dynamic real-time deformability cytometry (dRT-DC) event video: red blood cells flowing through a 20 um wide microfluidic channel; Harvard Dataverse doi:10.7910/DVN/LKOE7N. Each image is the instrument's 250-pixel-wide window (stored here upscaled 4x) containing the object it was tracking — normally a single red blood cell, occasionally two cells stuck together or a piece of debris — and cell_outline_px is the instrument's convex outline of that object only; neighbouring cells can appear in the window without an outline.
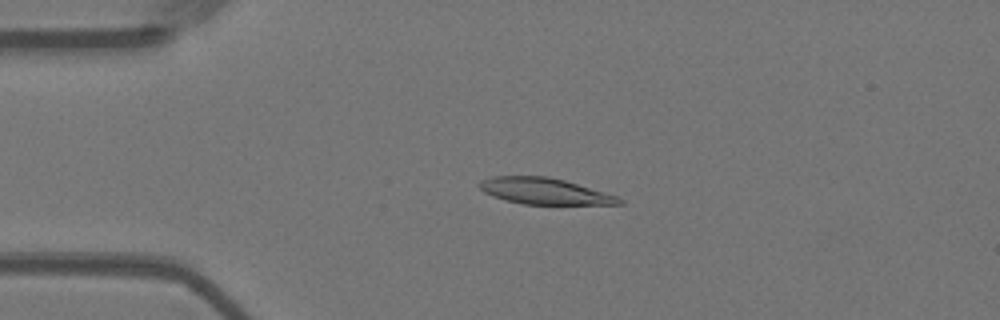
{"species": "Egyptian fruit bat (a non-hibernating species)", "species_latin": "Rousettus aegyptiacus", "temperature_condition": "warm", "stored_images_in_passage": 55, "camera_frame_rate_fps": 3000, "um_per_image_px": 0.085, "animal": {"sex": "female"}, "frame": {"image": 1, "passage_image": 12, "time_ms": 3.667, "image_size_px": [1000, 320], "cell_outline_px": [[624, 204], [524, 204], [504, 200], [492, 196], [484, 192], [476, 184], [480, 180], [492, 176], [548, 176], [564, 180], [604, 192], [616, 196], [624, 200]], "centroid_in_image_um": [46.23, 16.24], "position_along_channel_um": 38.8, "area_um2": 21.33}}
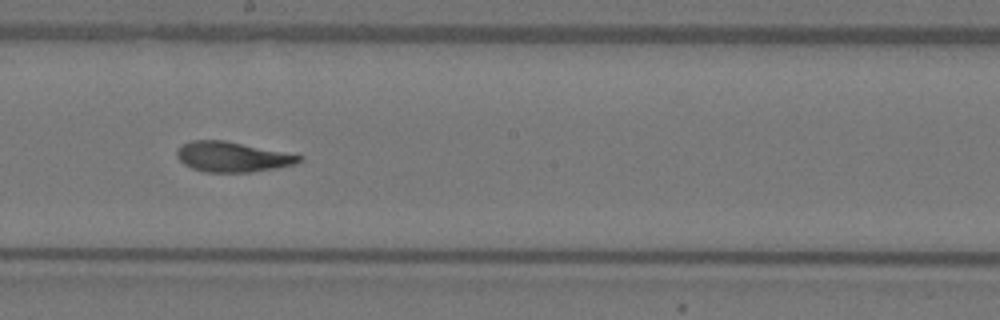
{"frame": {"image": 2, "passage_image": 30, "time_ms": 9.667, "image_size_px": [1000, 320], "cell_outline_px": [[304, 160], [296, 164], [276, 168], [252, 172], [204, 172], [192, 168], [184, 164], [176, 156], [176, 148], [180, 144], [192, 140], [224, 140], [304, 156]], "centroid_in_image_um": [19.73, 13.33], "position_along_channel_um": 228.5, "area_um2": 21.62}}
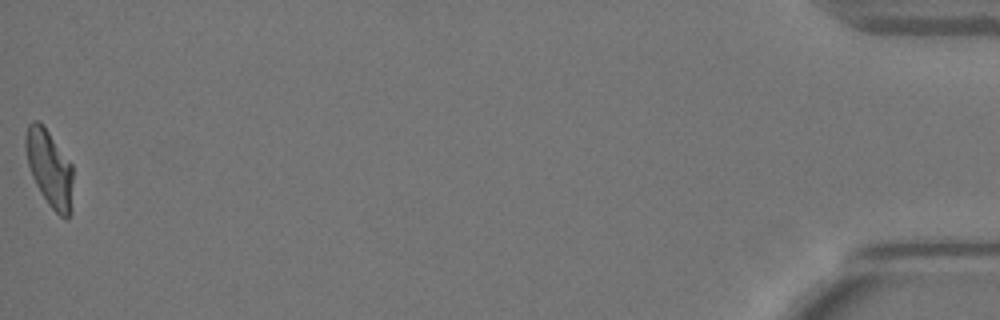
{"frame": {"image": 3, "passage_image": 55, "time_ms": 18.0, "image_size_px": [1000, 320], "cell_outline_px": [[72, 180], [68, 220], [64, 220], [48, 204], [40, 192], [32, 176], [28, 164], [24, 144], [24, 136], [28, 124], [32, 120], [40, 120], [44, 124], [72, 164]], "centroid_in_image_um": [4.17, 14.23], "position_along_channel_um": 431.0, "area_um2": 21.21}, "authors_computed_cell_mechanics": {"area_um2": 21.9062, "velocity_mm_per_s": 3.6302, "shape_relaxation_time_tau1_ms": null, "shape_relaxation_time_tau2_ms": 2.024, "deformation_change_tau1": null, "deformation_change_tau2": 0.0913}}